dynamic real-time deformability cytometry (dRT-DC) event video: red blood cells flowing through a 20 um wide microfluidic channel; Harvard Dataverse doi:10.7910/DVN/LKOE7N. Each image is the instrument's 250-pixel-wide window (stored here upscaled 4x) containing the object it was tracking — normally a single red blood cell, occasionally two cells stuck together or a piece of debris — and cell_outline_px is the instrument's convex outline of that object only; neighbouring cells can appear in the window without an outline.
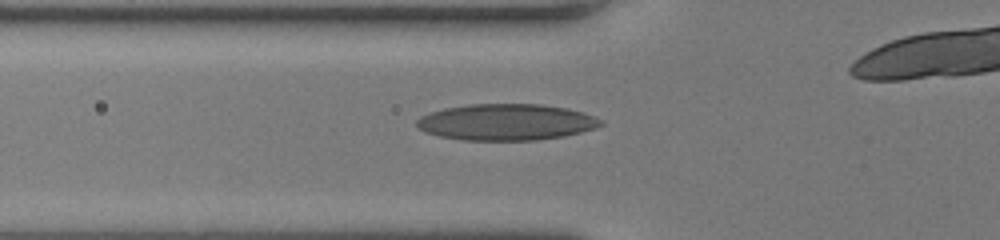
{"species": "human", "species_latin": "Homo sapiens", "temperature_condition": "room temperature", "stored_images_in_passage": 29, "camera_frame_rate_fps": 3000, "um_per_image_px": 0.085, "donor": {"sex": "female"}, "frame": {"image": 1, "passage_image": 2, "time_ms": 0.333, "image_size_px": [1000, 240], "cell_outline_px": [[604, 124], [596, 128], [564, 136], [536, 140], [464, 140], [440, 136], [424, 132], [416, 128], [416, 120], [420, 116], [444, 108], [468, 104], [540, 104], [568, 108], [584, 112], [596, 116], [604, 120]], "centroid_in_image_um": [43.05, 10.37], "position_along_channel_um": 82.7, "area_um2": 39.3}}
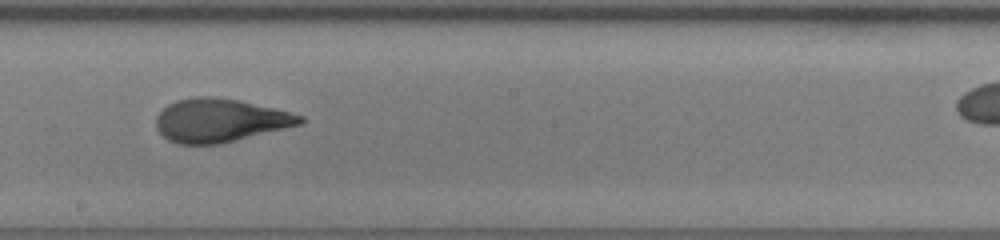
{"frame": {"image": 2, "passage_image": 13, "time_ms": 4.0, "image_size_px": [1000, 240], "cell_outline_px": [[304, 120], [300, 124], [220, 144], [176, 144], [168, 140], [156, 128], [156, 116], [168, 104], [176, 100], [196, 96], [208, 96], [236, 100], [272, 108], [304, 116]], "centroid_in_image_um": [18.64, 10.24], "position_along_channel_um": 229.6, "area_um2": 35.89}}
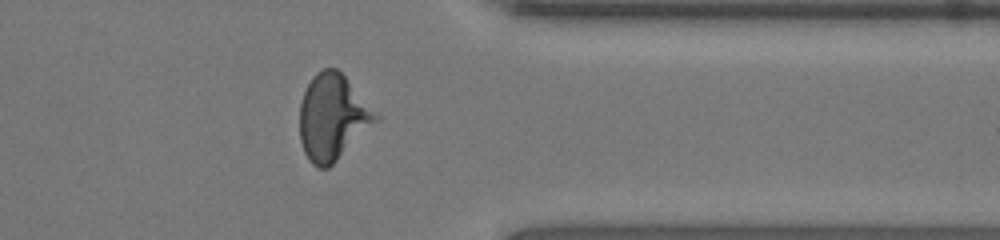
{"frame": {"image": 3, "passage_image": 25, "time_ms": 8.0, "image_size_px": [1000, 240], "cell_outline_px": [[380, 120], [328, 168], [316, 168], [308, 160], [304, 152], [300, 140], [300, 104], [304, 92], [312, 76], [316, 72], [324, 68], [336, 68], [344, 76], [380, 116]], "centroid_in_image_um": [28.27, 9.99], "position_along_channel_um": 383.1, "area_um2": 37.97}, "authors_computed_cell_mechanics": {"area_um2": 36.2406, "velocity_mm_per_s": 3.9933, "shape_relaxation_time_tau1_ms": 5.5633, "shape_relaxation_time_tau2_ms": 1.1522, "deformation_change_tau1": 0.2329, "deformation_change_tau2": 0.0908}}